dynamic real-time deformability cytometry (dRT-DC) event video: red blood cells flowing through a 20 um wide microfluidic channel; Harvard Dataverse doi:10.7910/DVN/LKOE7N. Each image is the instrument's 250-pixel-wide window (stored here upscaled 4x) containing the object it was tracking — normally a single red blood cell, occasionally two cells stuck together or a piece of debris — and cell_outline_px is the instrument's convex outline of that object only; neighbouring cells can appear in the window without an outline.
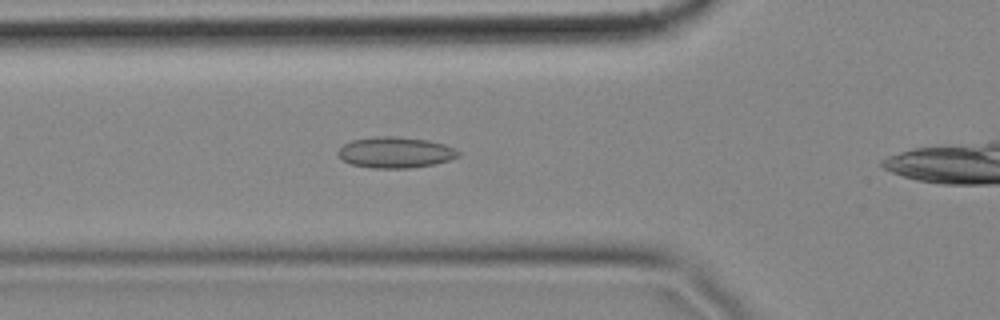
{"species": "common noctule bat (a hibernating species)", "species_latin": "Nyctalus noctula", "temperature_condition": "cold", "stored_images_in_passage": 38, "camera_frame_rate_fps": 3000, "um_per_image_px": 0.085, "animal": {"sex": "female", "body_mass_g": 18.4}, "frame": {"image": 1, "passage_image": 11, "time_ms": 3.333, "image_size_px": [1000, 320], "cell_outline_px": [[460, 156], [448, 160], [432, 164], [408, 168], [368, 168], [352, 164], [344, 160], [336, 152], [344, 144], [352, 140], [376, 136], [396, 136], [428, 140], [444, 144], [456, 148], [460, 152]], "centroid_in_image_um": [33.62, 12.95], "position_along_channel_um": 92.2, "area_um2": 21.68}}
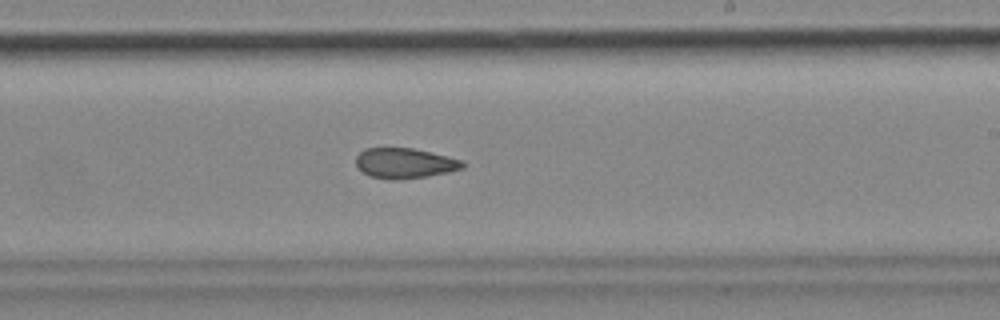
{"frame": {"image": 2, "passage_image": 25, "time_ms": 8.0, "image_size_px": [1000, 320], "cell_outline_px": [[464, 168], [448, 172], [428, 176], [396, 180], [388, 180], [372, 176], [364, 172], [356, 164], [356, 156], [364, 148], [412, 148], [448, 156], [464, 160]], "centroid_in_image_um": [34.42, 13.87], "position_along_channel_um": 254.6, "area_um2": 18.79}}
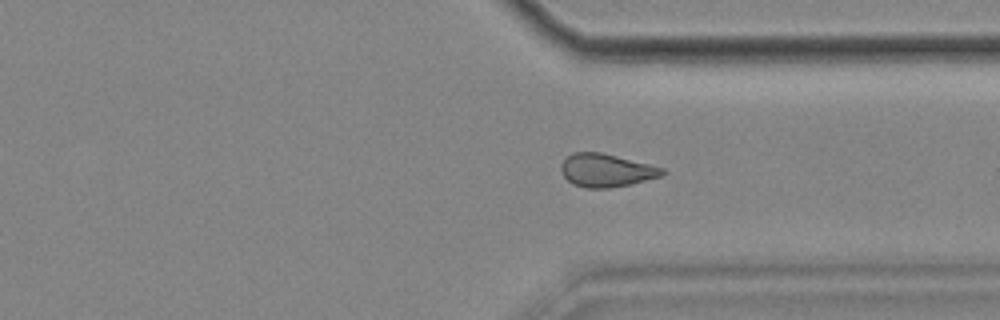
{"frame": {"image": 3, "passage_image": 34, "time_ms": 11.0, "image_size_px": [1000, 320], "cell_outline_px": [[668, 172], [660, 176], [632, 184], [608, 188], [584, 188], [572, 184], [564, 176], [560, 168], [560, 164], [572, 152], [600, 152], [664, 168]], "centroid_in_image_um": [51.52, 14.49], "position_along_channel_um": 359.9, "area_um2": 19.48}}